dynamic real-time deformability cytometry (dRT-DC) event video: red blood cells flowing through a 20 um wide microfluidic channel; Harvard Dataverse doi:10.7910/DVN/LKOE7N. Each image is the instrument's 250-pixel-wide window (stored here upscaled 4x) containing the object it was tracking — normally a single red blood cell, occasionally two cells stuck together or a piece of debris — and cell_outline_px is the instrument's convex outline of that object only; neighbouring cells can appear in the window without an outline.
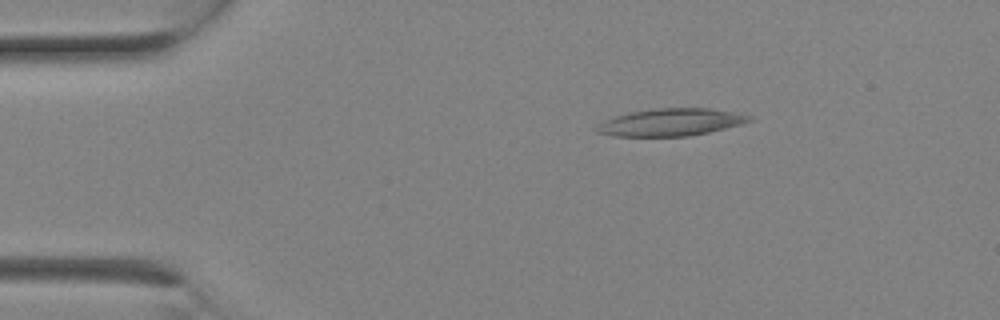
{"species": "Egyptian fruit bat (a non-hibernating species)", "species_latin": "Rousettus aegyptiacus", "temperature_condition": "room temperature", "stored_images_in_passage": 3, "camera_frame_rate_fps": 3000, "um_per_image_px": 0.085, "animal": {"sex": "female"}, "frame": {"image": 1, "passage_image": 3, "time_ms": 0.667, "image_size_px": [1000, 320], "cell_outline_px": [[752, 120], [740, 124], [708, 132], [688, 136], [612, 136], [596, 132], [596, 128], [604, 120], [628, 112], [656, 108], [708, 108], [732, 112], [752, 116]], "centroid_in_image_um": [56.98, 10.39], "position_along_channel_um": 28.0, "area_um2": 24.04}}